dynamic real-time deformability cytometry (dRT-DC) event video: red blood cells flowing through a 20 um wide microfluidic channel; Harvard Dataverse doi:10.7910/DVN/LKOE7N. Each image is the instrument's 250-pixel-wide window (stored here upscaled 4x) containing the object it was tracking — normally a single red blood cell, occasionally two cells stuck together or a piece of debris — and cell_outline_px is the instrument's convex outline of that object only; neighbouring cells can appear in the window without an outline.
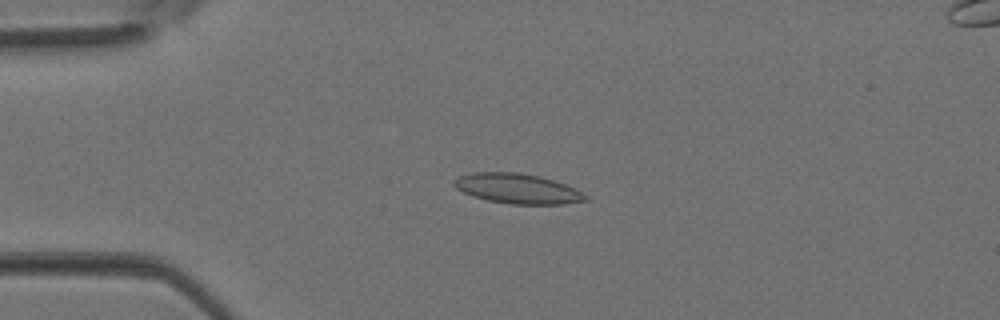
{"species": "Egyptian fruit bat (a non-hibernating species)", "species_latin": "Rousettus aegyptiacus", "temperature_condition": "room temperature", "stored_images_in_passage": 2, "camera_frame_rate_fps": 3000, "um_per_image_px": 0.085, "animal": {"sex": "female"}, "frame": {"image": 1, "passage_image": 1, "time_ms": 0.0, "image_size_px": [1000, 320], "cell_outline_px": [[588, 200], [564, 204], [508, 204], [488, 200], [472, 196], [456, 188], [452, 184], [452, 180], [460, 176], [472, 172], [516, 172], [540, 176], [564, 184], [588, 196]], "centroid_in_image_um": [43.94, 16.03], "position_along_channel_um": 41.1, "area_um2": 22.83}}